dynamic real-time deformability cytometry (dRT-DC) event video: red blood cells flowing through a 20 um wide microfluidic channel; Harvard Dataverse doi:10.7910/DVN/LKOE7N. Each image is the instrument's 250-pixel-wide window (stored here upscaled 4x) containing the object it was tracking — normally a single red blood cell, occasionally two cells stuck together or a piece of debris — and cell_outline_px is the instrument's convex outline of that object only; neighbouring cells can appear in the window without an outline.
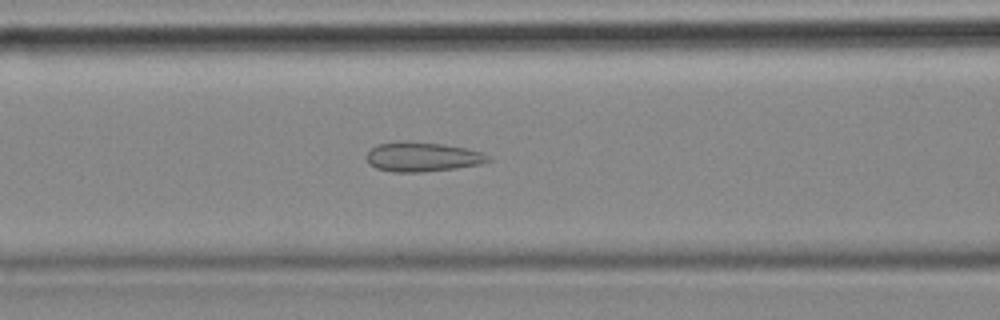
{"species": "common noctule bat (a hibernating species)", "species_latin": "Nyctalus noctula", "temperature_condition": "cold", "stored_images_in_passage": 39, "camera_frame_rate_fps": 3000, "um_per_image_px": 0.085, "animal": {"sex": "female", "body_mass_g": 18.4}, "frame": {"image": 1, "passage_image": 6, "time_ms": 1.667, "image_size_px": [1000, 320], "cell_outline_px": [[492, 160], [480, 164], [456, 168], [420, 172], [392, 172], [376, 168], [368, 164], [368, 152], [376, 144], [400, 140], [408, 140], [444, 144], [464, 148], [480, 152], [488, 156]], "centroid_in_image_um": [35.86, 13.32], "position_along_channel_um": 130.7, "area_um2": 20.98}}
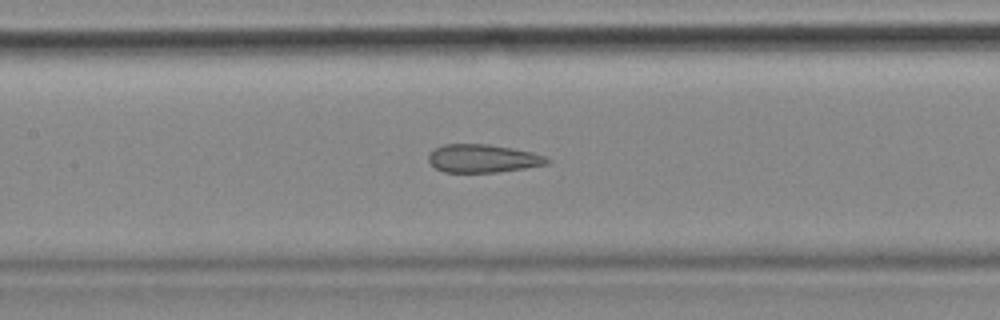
{"frame": {"image": 2, "passage_image": 9, "time_ms": 2.667, "image_size_px": [1000, 320], "cell_outline_px": [[552, 160], [548, 164], [524, 168], [496, 172], [444, 172], [436, 168], [428, 160], [428, 156], [436, 148], [444, 144], [488, 144], [532, 152], [544, 156]], "centroid_in_image_um": [41.06, 13.47], "position_along_channel_um": 166.3, "area_um2": 19.25}}
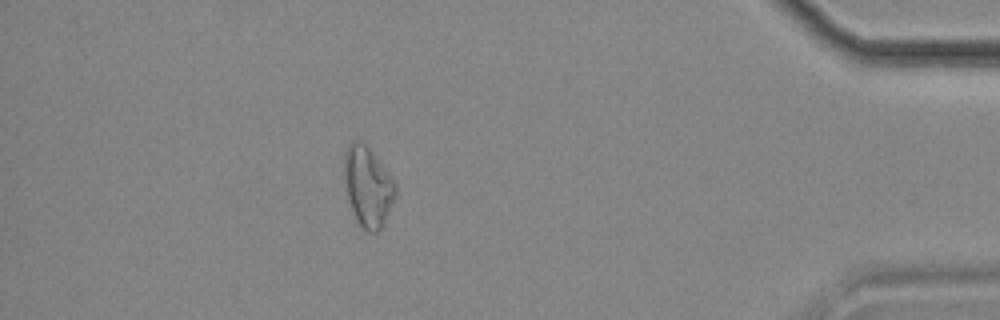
{"frame": {"image": 3, "passage_image": 33, "time_ms": 10.667, "image_size_px": [1000, 320], "cell_outline_px": [[396, 196], [380, 228], [376, 232], [368, 232], [356, 220], [348, 200], [344, 188], [344, 152], [348, 144], [352, 140], [360, 140], [376, 156], [392, 176], [396, 184]], "centroid_in_image_um": [31.24, 15.81], "position_along_channel_um": 404.0, "area_um2": 23.93}}